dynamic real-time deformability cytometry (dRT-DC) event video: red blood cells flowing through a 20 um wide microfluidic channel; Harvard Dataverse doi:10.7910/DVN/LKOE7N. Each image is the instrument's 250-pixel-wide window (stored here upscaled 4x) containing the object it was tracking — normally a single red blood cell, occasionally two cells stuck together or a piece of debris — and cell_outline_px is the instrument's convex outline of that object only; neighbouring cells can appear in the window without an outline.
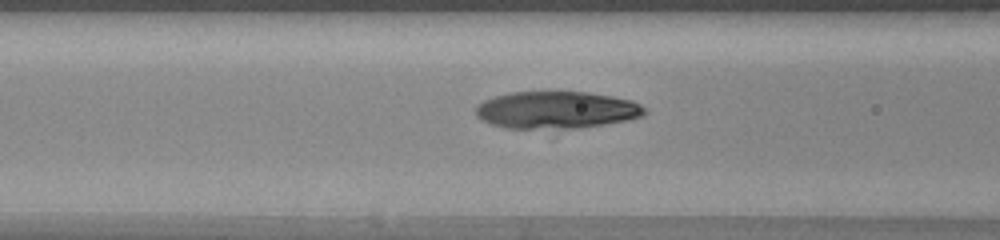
{"species": "human", "species_latin": "Homo sapiens", "temperature_condition": "warm", "stored_images_in_passage": 50, "camera_frame_rate_fps": 3000, "um_per_image_px": 0.085, "donor": {"sex": "female"}, "frame": {"image": 1, "passage_image": 21, "time_ms": 6.667, "image_size_px": [1000, 240], "cell_outline_px": [[648, 112], [644, 116], [628, 120], [580, 128], [508, 128], [492, 124], [480, 120], [476, 116], [476, 104], [484, 100], [508, 92], [588, 92], [612, 96], [632, 100], [640, 104]], "centroid_in_image_um": [47.31, 9.34], "position_along_channel_um": 119.3, "area_um2": 36.76}}
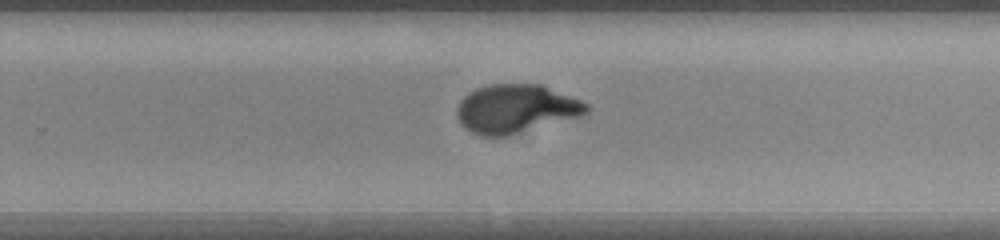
{"frame": {"image": 2, "passage_image": 33, "time_ms": 10.667, "image_size_px": [1000, 240], "cell_outline_px": [[588, 112], [584, 116], [504, 136], [484, 136], [472, 132], [460, 124], [456, 116], [456, 108], [460, 100], [468, 92], [476, 88], [488, 84], [540, 84], [580, 100], [588, 104]], "centroid_in_image_um": [43.83, 9.24], "position_along_channel_um": 286.0, "area_um2": 36.7}}
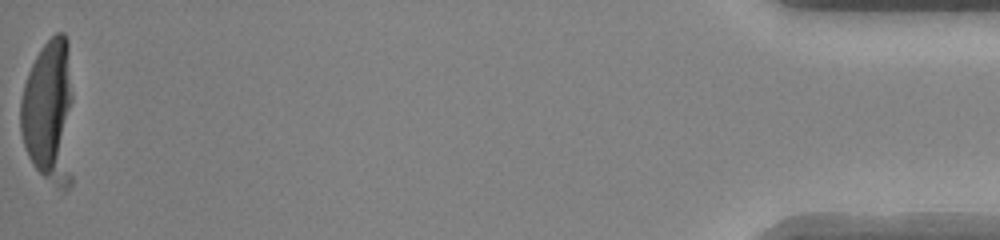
{"frame": {"image": 3, "passage_image": 50, "time_ms": 16.333, "image_size_px": [1000, 240], "cell_outline_px": [[72, 184], [64, 192], [44, 176], [32, 164], [28, 156], [20, 132], [20, 100], [24, 84], [28, 72], [40, 48], [56, 32], [64, 32], [68, 40], [72, 96]], "centroid_in_image_um": [4.2, 9.54], "position_along_channel_um": 431.0, "area_um2": 45.55}, "authors_computed_cell_mechanics": {"area_um2": 36.9053, "velocity_mm_per_s": 4.1735, "shape_relaxation_time_tau1_ms": 4.5339, "shape_relaxation_time_tau2_ms": null, "deformation_change_tau1": 0.2837, "deformation_change_tau2": null}}